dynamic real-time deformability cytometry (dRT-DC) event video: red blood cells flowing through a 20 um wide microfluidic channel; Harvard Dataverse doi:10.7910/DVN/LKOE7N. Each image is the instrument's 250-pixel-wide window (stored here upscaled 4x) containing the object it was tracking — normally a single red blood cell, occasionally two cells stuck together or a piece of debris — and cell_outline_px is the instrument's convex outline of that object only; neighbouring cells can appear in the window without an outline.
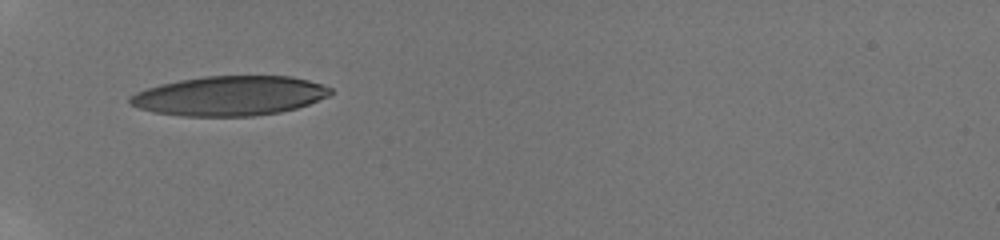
{"species": "human", "species_latin": "Homo sapiens", "temperature_condition": "room temperature", "stored_images_in_passage": 21, "camera_frame_rate_fps": 3000, "um_per_image_px": 0.085, "donor": {"sex": "male"}, "frame": {"image": 1, "passage_image": 1, "time_ms": 0.0, "image_size_px": [1000, 240], "cell_outline_px": [[332, 92], [328, 96], [308, 104], [296, 108], [280, 112], [252, 116], [184, 116], [152, 112], [128, 104], [128, 96], [136, 92], [160, 84], [180, 80], [204, 76], [292, 76], [308, 80], [332, 88]], "centroid_in_image_um": [19.49, 8.14], "position_along_channel_um": 65.5, "area_um2": 46.24}}
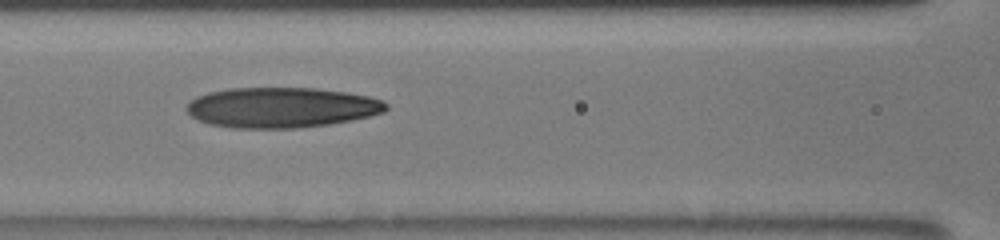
{"frame": {"image": 2, "passage_image": 14, "time_ms": 2.333, "image_size_px": [1000, 240], "cell_outline_px": [[388, 108], [384, 112], [352, 120], [328, 124], [300, 128], [232, 128], [208, 124], [192, 116], [184, 108], [196, 96], [208, 92], [228, 88], [316, 88], [344, 92], [368, 96], [384, 100], [388, 104]], "centroid_in_image_um": [23.92, 9.14], "position_along_channel_um": 142.7, "area_um2": 46.99}}
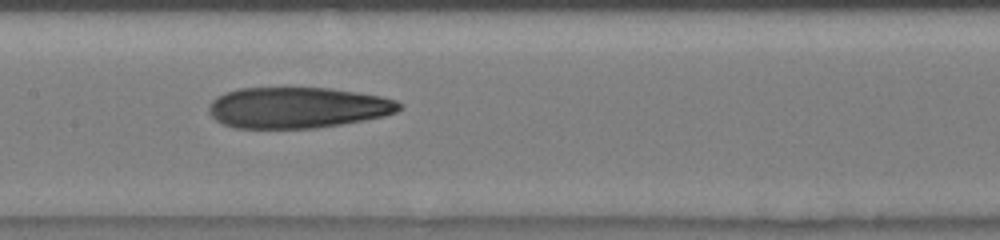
{"frame": {"image": 3, "passage_image": 20, "time_ms": 3.333, "image_size_px": [1000, 240], "cell_outline_px": [[400, 108], [396, 112], [384, 116], [364, 120], [316, 128], [236, 128], [224, 124], [216, 120], [208, 112], [208, 104], [216, 96], [224, 92], [236, 88], [332, 88], [380, 96], [396, 100], [400, 104]], "centroid_in_image_um": [25.24, 9.14], "position_along_channel_um": 182.2, "area_um2": 45.55}}